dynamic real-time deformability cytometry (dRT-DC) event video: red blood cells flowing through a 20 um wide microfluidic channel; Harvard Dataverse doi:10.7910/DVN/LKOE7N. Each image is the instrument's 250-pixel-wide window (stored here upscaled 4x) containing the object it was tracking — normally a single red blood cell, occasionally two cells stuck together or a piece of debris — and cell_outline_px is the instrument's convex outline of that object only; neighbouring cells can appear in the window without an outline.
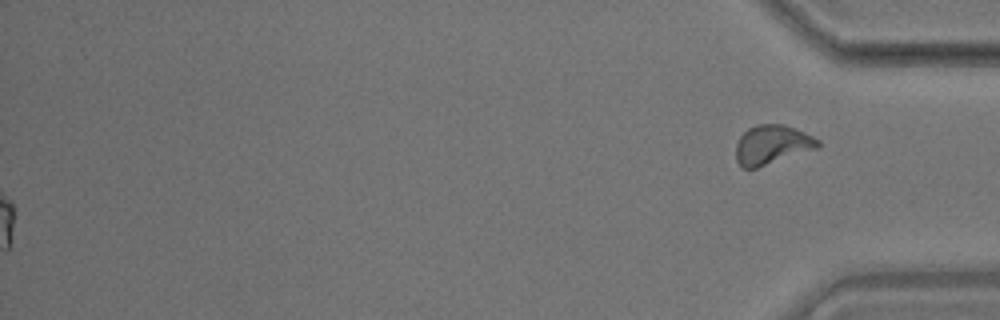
{"species": "common noctule bat (a hibernating species)", "species_latin": "Nyctalus noctula", "temperature_condition": "room temperature", "stored_images_in_passage": 57, "segment_of_instrument_passage": [2, 2], "camera_frame_rate_fps": 3000, "um_per_image_px": 0.085, "animal": {"sex": "male", "body_mass_g": 17.9}, "frame": {"image": 1, "passage_image": 57, "time_ms": 18.667, "image_size_px": [1000, 320], "cell_outline_px": [[820, 148], [756, 168], [740, 168], [736, 160], [736, 144], [740, 136], [748, 128], [756, 124], [784, 124], [804, 132], [820, 140]], "centroid_in_image_um": [65.62, 12.31], "position_along_channel_um": 369.6, "area_um2": 18.96}}